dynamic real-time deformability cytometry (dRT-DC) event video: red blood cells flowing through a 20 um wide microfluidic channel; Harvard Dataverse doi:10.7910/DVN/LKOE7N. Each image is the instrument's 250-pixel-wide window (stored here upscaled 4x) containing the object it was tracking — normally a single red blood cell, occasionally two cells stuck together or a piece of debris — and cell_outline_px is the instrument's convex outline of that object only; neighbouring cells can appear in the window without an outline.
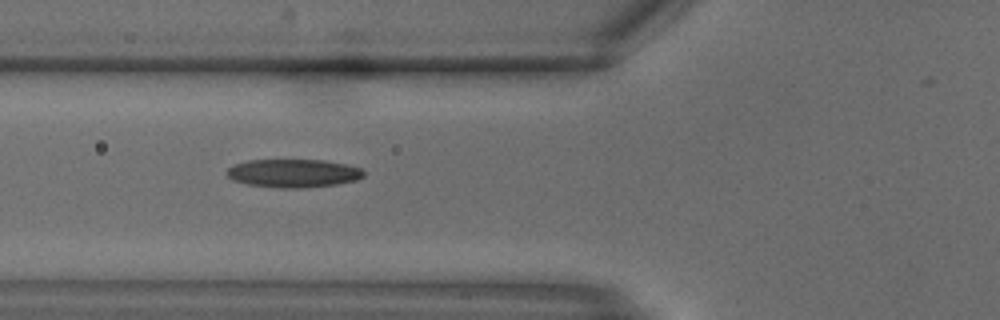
{"species": "common noctule bat (a hibernating species)", "species_latin": "Nyctalus noctula", "temperature_condition": "warm", "stored_images_in_passage": 11, "camera_frame_rate_fps": 3000, "um_per_image_px": 0.085, "animal": {"sex": "male", "body_mass_g": 18.8}, "frame": {"image": 1, "passage_image": 4, "time_ms": 1.0, "image_size_px": [1000, 320], "cell_outline_px": [[364, 176], [356, 180], [336, 184], [300, 188], [280, 188], [248, 184], [232, 180], [224, 172], [232, 164], [248, 160], [324, 160], [348, 164], [360, 168], [364, 172]], "centroid_in_image_um": [24.9, 14.72], "position_along_channel_um": 100.9, "area_um2": 22.66}}
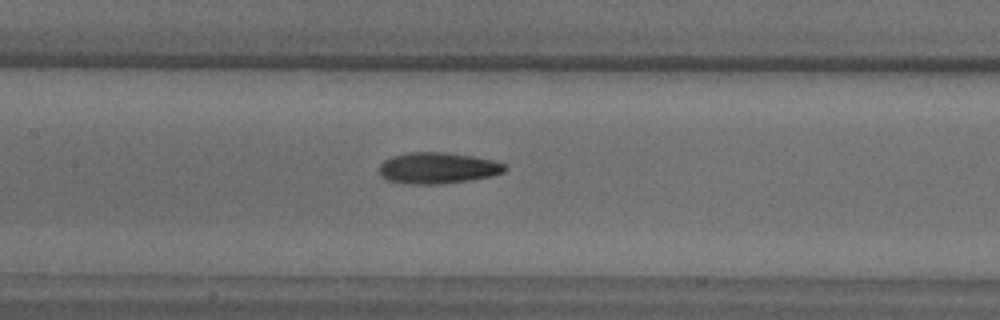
{"frame": {"image": 2, "passage_image": 7, "time_ms": 2.0, "image_size_px": [1000, 320], "cell_outline_px": [[508, 168], [504, 172], [492, 176], [468, 180], [436, 184], [408, 184], [388, 180], [380, 176], [380, 164], [384, 160], [392, 156], [408, 152], [444, 152], [472, 156], [492, 160], [504, 164]], "centroid_in_image_um": [37.19, 14.28], "position_along_channel_um": 170.2, "area_um2": 22.77}}
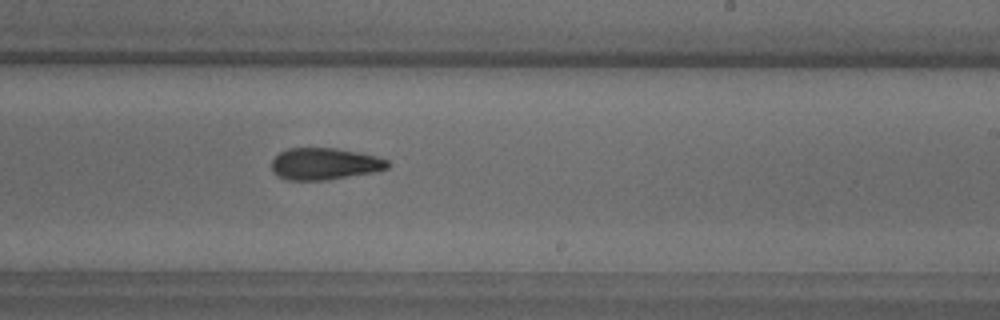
{"frame": {"image": 3, "passage_image": 11, "time_ms": 3.333, "image_size_px": [1000, 320], "cell_outline_px": [[388, 168], [372, 172], [324, 180], [288, 180], [276, 176], [272, 172], [272, 160], [280, 152], [288, 148], [336, 148], [376, 156], [388, 160]], "centroid_in_image_um": [27.54, 13.92], "position_along_channel_um": 261.5, "area_um2": 21.33}}